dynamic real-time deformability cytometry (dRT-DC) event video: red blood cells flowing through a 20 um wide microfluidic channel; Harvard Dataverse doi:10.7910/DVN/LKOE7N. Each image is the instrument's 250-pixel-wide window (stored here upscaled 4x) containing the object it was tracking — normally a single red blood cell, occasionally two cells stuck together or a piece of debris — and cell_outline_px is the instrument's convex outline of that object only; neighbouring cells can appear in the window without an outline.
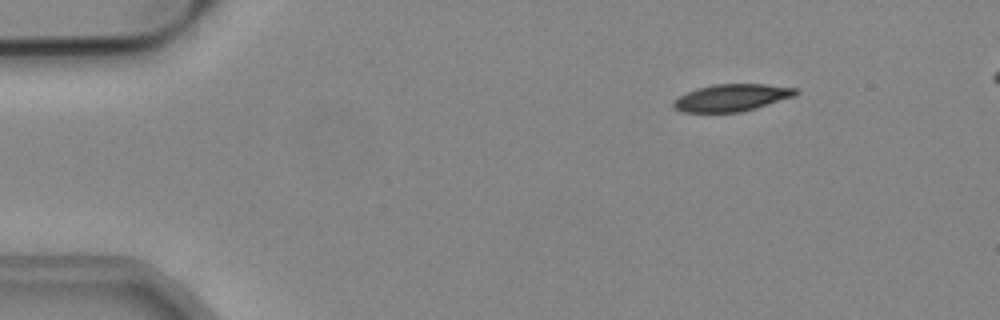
{"species": "common noctule bat (a hibernating species)", "species_latin": "Nyctalus noctula", "temperature_condition": "cold", "stored_images_in_passage": 47, "camera_frame_rate_fps": 3000, "um_per_image_px": 0.085, "animal": {"sex": "male", "body_mass_g": 19.2, "forearm_length_mm": 51.8}, "frame": {"image": 1, "passage_image": 1, "time_ms": 0.0, "image_size_px": [1000, 320], "cell_outline_px": [[800, 92], [792, 96], [756, 108], [740, 112], [680, 112], [672, 108], [672, 100], [696, 88], [712, 84], [768, 84], [800, 88]], "centroid_in_image_um": [62.17, 8.29], "position_along_channel_um": 22.8, "area_um2": 19.48}}
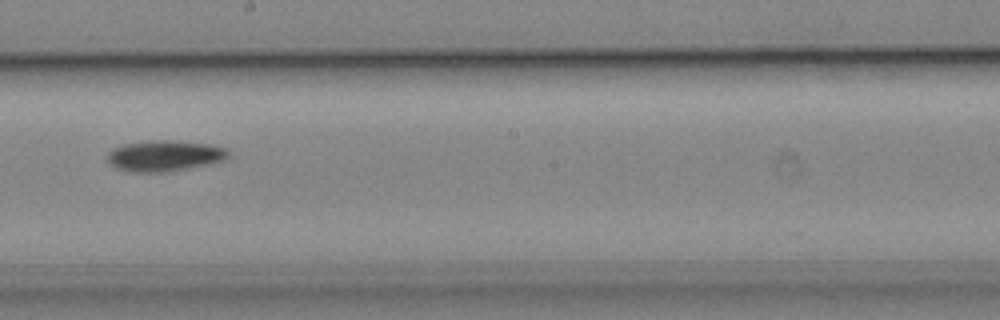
{"frame": {"image": 2, "passage_image": 24, "time_ms": 7.667, "image_size_px": [1000, 320], "cell_outline_px": [[228, 156], [224, 160], [208, 164], [164, 172], [128, 172], [116, 168], [108, 160], [108, 152], [112, 148], [124, 144], [152, 140], [168, 140], [208, 144], [228, 148]], "centroid_in_image_um": [13.97, 13.24], "position_along_channel_um": 234.2, "area_um2": 21.62}}
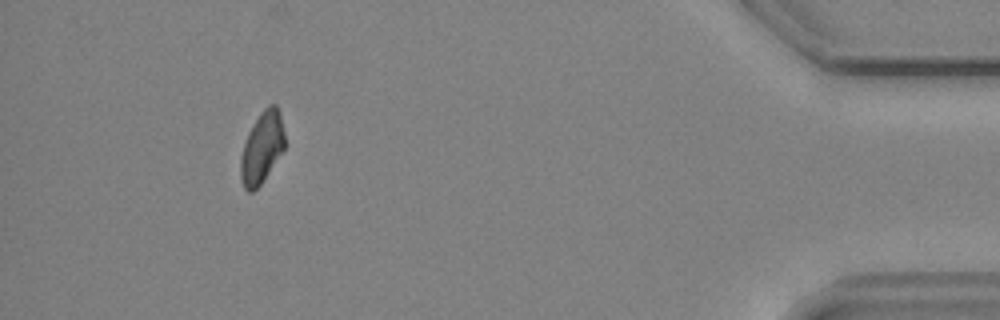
{"frame": {"image": 3, "passage_image": 43, "time_ms": 14.0, "image_size_px": [1000, 320], "cell_outline_px": [[284, 148], [260, 184], [252, 192], [248, 192], [244, 188], [240, 176], [240, 156], [248, 132], [252, 124], [260, 112], [268, 104], [276, 104], [280, 112], [284, 132]], "centroid_in_image_um": [22.24, 12.51], "position_along_channel_um": 413.0, "area_um2": 18.21}, "authors_computed_cell_mechanics": {"area_um2": 20.0566, "velocity_mm_per_s": 3.8144, "shape_relaxation_time_tau1_ms": 5.8043, "shape_relaxation_time_tau2_ms": null, "deformation_change_tau1": 0.146, "deformation_change_tau2": null}}